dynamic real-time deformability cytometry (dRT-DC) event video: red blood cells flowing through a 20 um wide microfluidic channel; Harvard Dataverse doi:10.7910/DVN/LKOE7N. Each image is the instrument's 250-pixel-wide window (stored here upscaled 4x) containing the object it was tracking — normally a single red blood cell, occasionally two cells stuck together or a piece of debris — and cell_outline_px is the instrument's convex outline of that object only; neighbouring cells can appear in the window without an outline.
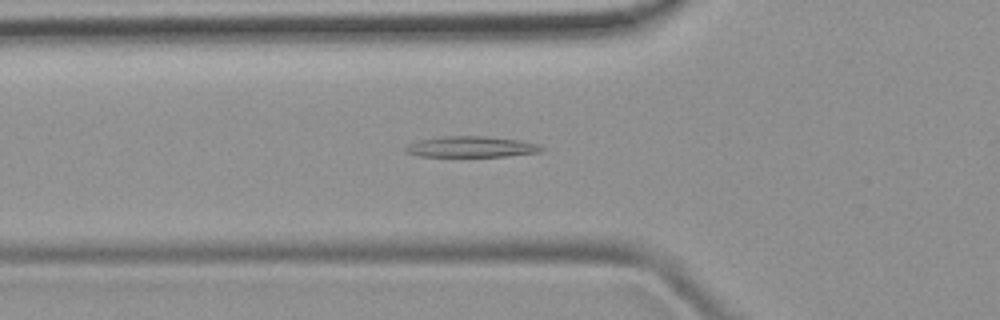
{"species": "common noctule bat (a hibernating species)", "species_latin": "Nyctalus noctula", "temperature_condition": "room temperature", "stored_images_in_passage": 45, "camera_frame_rate_fps": 3000, "um_per_image_px": 0.085, "animal": {"sex": "female", "body_mass_g": 19.9}, "frame": {"image": 1, "passage_image": 13, "time_ms": 4.0, "image_size_px": [1000, 320], "cell_outline_px": [[544, 148], [540, 152], [508, 156], [420, 156], [404, 152], [404, 148], [408, 144], [420, 140], [440, 136], [488, 136], [520, 140], [540, 144]], "centroid_in_image_um": [40.07, 12.47], "position_along_channel_um": 85.7, "area_um2": 16.65}}
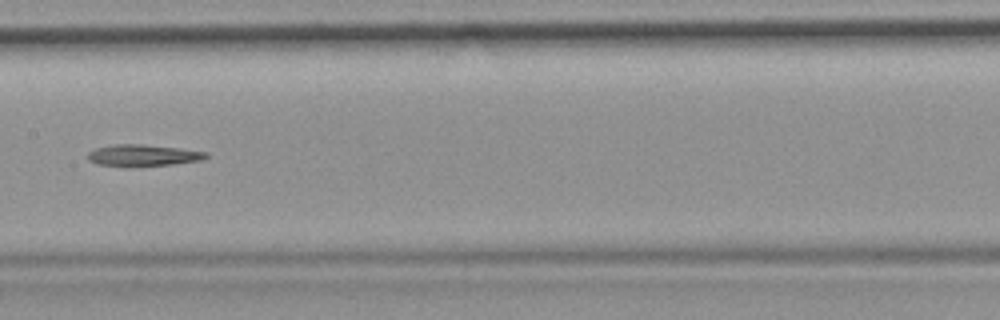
{"frame": {"image": 2, "passage_image": 21, "time_ms": 6.667, "image_size_px": [1000, 320], "cell_outline_px": [[208, 156], [200, 160], [172, 164], [132, 168], [128, 168], [96, 164], [88, 160], [88, 152], [96, 148], [112, 144], [140, 144], [176, 148], [208, 152]], "centroid_in_image_um": [12.08, 13.23], "position_along_channel_um": 195.3, "area_um2": 15.14}}
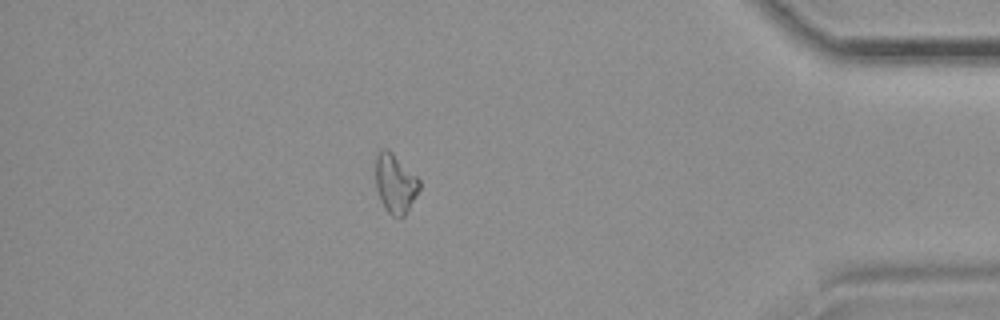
{"frame": {"image": 3, "passage_image": 39, "time_ms": 12.667, "image_size_px": [1000, 320], "cell_outline_px": [[420, 188], [416, 196], [404, 216], [392, 216], [384, 208], [380, 200], [376, 188], [376, 152], [384, 148], [388, 148], [420, 180]], "centroid_in_image_um": [33.58, 15.58], "position_along_channel_um": 401.6, "area_um2": 15.03}}